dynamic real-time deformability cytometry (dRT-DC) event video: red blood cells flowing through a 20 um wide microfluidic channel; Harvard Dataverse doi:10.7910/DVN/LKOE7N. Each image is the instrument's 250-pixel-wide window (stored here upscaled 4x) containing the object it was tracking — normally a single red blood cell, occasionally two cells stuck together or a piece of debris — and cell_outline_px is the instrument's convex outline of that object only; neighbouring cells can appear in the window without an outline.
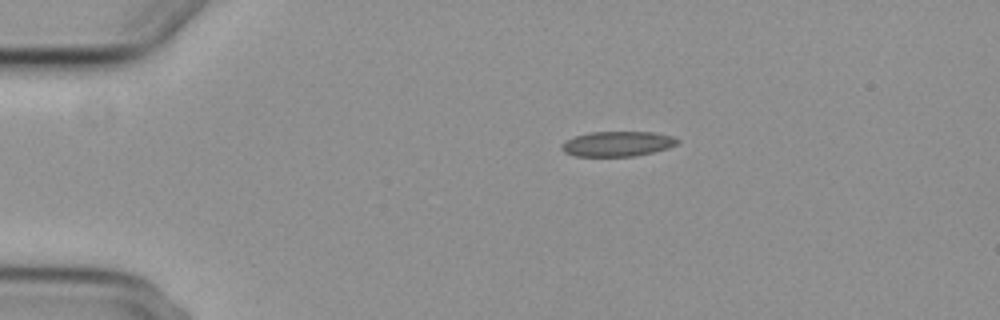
{"species": "common noctule bat (a hibernating species)", "species_latin": "Nyctalus noctula", "temperature_condition": "cold", "stored_images_in_passage": 3, "camera_frame_rate_fps": 3000, "um_per_image_px": 0.085, "animal": {"sex": "female", "body_mass_g": 29.2, "forearm_length_mm": 56.3}, "frame": {"image": 1, "passage_image": 1, "time_ms": 0.0, "image_size_px": [1000, 320], "cell_outline_px": [[680, 140], [676, 144], [668, 148], [636, 156], [576, 156], [564, 152], [560, 148], [560, 144], [564, 140], [572, 136], [588, 132], [652, 132], [672, 136]], "centroid_in_image_um": [52.42, 12.22], "position_along_channel_um": 32.6, "area_um2": 17.05}}
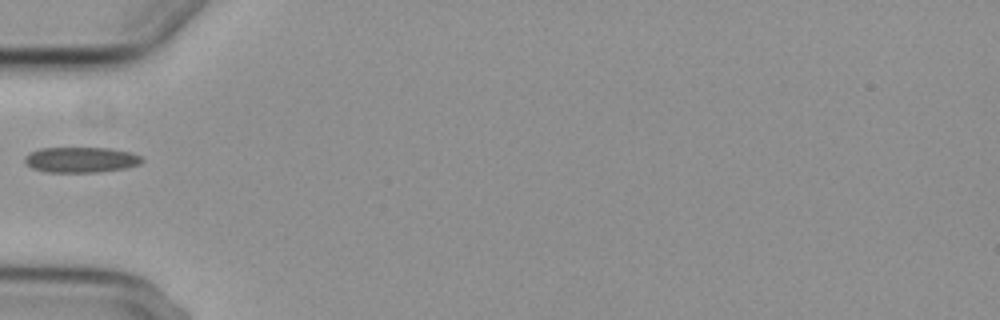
{"frame": {"image": 2, "passage_image": 3, "time_ms": 2.667, "image_size_px": [1000, 320], "cell_outline_px": [[144, 160], [140, 164], [124, 168], [100, 172], [44, 172], [32, 168], [24, 164], [24, 156], [40, 148], [108, 148], [132, 152], [140, 156]], "centroid_in_image_um": [6.86, 13.58], "position_along_channel_um": 78.1, "area_um2": 17.51}}